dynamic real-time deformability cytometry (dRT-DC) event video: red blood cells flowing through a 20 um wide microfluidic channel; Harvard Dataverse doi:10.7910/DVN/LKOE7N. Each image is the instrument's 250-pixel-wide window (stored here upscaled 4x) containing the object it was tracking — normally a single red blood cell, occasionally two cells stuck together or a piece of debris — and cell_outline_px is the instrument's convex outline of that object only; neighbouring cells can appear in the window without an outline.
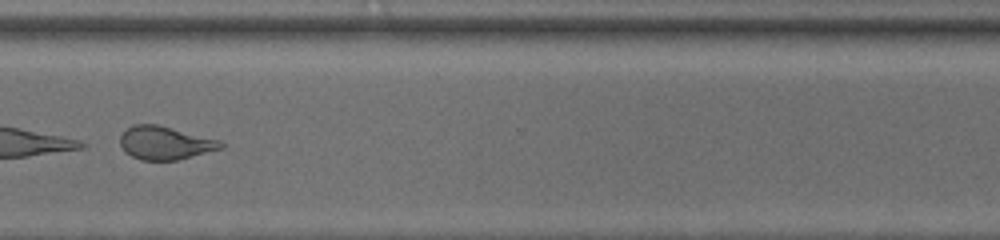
{"species": "common noctule bat (a hibernating species)", "species_latin": "Nyctalus noctula", "temperature_condition": "room temperature", "stored_images_in_passage": 36, "camera_frame_rate_fps": 3000, "um_per_image_px": 0.085, "animal": {"sex": "male", "body_mass_g": 13.0, "forearm_length_mm": 53.1}, "frame": {"image": 1, "passage_image": 26, "time_ms": 8.333, "image_size_px": [1000, 240], "cell_outline_px": [[224, 148], [176, 160], [140, 160], [124, 152], [120, 144], [120, 136], [132, 124], [156, 124], [220, 140], [224, 144]], "centroid_in_image_um": [14.02, 12.15], "position_along_channel_um": 356.6, "area_um2": 19.42}, "authors_computed_cell_mechanics": {"area_um2": 19.9699, "velocity_mm_per_s": 3.9283, "shape_relaxation_time_tau1_ms": 0.8166, "shape_relaxation_time_tau2_ms": 1.7951, "deformation_change_tau1": 0.2633, "deformation_change_tau2": 0.1121}}